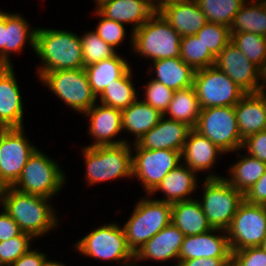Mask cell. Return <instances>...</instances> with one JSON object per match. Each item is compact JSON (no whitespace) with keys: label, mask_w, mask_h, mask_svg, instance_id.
<instances>
[{"label":"cell","mask_w":266,"mask_h":266,"mask_svg":"<svg viewBox=\"0 0 266 266\" xmlns=\"http://www.w3.org/2000/svg\"><path fill=\"white\" fill-rule=\"evenodd\" d=\"M35 52L43 61L40 78L56 70L84 68L81 40L72 32L38 28Z\"/></svg>","instance_id":"1"},{"label":"cell","mask_w":266,"mask_h":266,"mask_svg":"<svg viewBox=\"0 0 266 266\" xmlns=\"http://www.w3.org/2000/svg\"><path fill=\"white\" fill-rule=\"evenodd\" d=\"M48 199L8 187L3 210L10 215L23 232L38 237L58 225V218L55 217L52 206L47 203Z\"/></svg>","instance_id":"2"},{"label":"cell","mask_w":266,"mask_h":266,"mask_svg":"<svg viewBox=\"0 0 266 266\" xmlns=\"http://www.w3.org/2000/svg\"><path fill=\"white\" fill-rule=\"evenodd\" d=\"M133 50L152 61L180 57L181 35L155 12L141 27L132 31Z\"/></svg>","instance_id":"3"},{"label":"cell","mask_w":266,"mask_h":266,"mask_svg":"<svg viewBox=\"0 0 266 266\" xmlns=\"http://www.w3.org/2000/svg\"><path fill=\"white\" fill-rule=\"evenodd\" d=\"M172 204L158 200L138 201L123 226L126 243L135 254L148 240L171 223Z\"/></svg>","instance_id":"4"},{"label":"cell","mask_w":266,"mask_h":266,"mask_svg":"<svg viewBox=\"0 0 266 266\" xmlns=\"http://www.w3.org/2000/svg\"><path fill=\"white\" fill-rule=\"evenodd\" d=\"M128 142L85 147L86 178L89 184L132 176V154Z\"/></svg>","instance_id":"5"},{"label":"cell","mask_w":266,"mask_h":266,"mask_svg":"<svg viewBox=\"0 0 266 266\" xmlns=\"http://www.w3.org/2000/svg\"><path fill=\"white\" fill-rule=\"evenodd\" d=\"M204 183L202 210L212 228L226 230L244 201V194L218 175H208Z\"/></svg>","instance_id":"6"},{"label":"cell","mask_w":266,"mask_h":266,"mask_svg":"<svg viewBox=\"0 0 266 266\" xmlns=\"http://www.w3.org/2000/svg\"><path fill=\"white\" fill-rule=\"evenodd\" d=\"M58 164L36 149L12 186L22 193L51 198L62 188L65 175Z\"/></svg>","instance_id":"7"},{"label":"cell","mask_w":266,"mask_h":266,"mask_svg":"<svg viewBox=\"0 0 266 266\" xmlns=\"http://www.w3.org/2000/svg\"><path fill=\"white\" fill-rule=\"evenodd\" d=\"M194 130L207 137L225 153L242 148L244 140L239 133L235 106L201 109Z\"/></svg>","instance_id":"8"},{"label":"cell","mask_w":266,"mask_h":266,"mask_svg":"<svg viewBox=\"0 0 266 266\" xmlns=\"http://www.w3.org/2000/svg\"><path fill=\"white\" fill-rule=\"evenodd\" d=\"M193 86L201 109L235 106L246 94L227 74L215 65L196 70Z\"/></svg>","instance_id":"9"},{"label":"cell","mask_w":266,"mask_h":266,"mask_svg":"<svg viewBox=\"0 0 266 266\" xmlns=\"http://www.w3.org/2000/svg\"><path fill=\"white\" fill-rule=\"evenodd\" d=\"M40 79L66 105L80 113L88 111L97 101L85 68L56 70L45 73Z\"/></svg>","instance_id":"10"},{"label":"cell","mask_w":266,"mask_h":266,"mask_svg":"<svg viewBox=\"0 0 266 266\" xmlns=\"http://www.w3.org/2000/svg\"><path fill=\"white\" fill-rule=\"evenodd\" d=\"M223 233H228L231 251L261 246L266 237V205L251 204L244 200Z\"/></svg>","instance_id":"11"},{"label":"cell","mask_w":266,"mask_h":266,"mask_svg":"<svg viewBox=\"0 0 266 266\" xmlns=\"http://www.w3.org/2000/svg\"><path fill=\"white\" fill-rule=\"evenodd\" d=\"M76 249L85 256L102 260H123L132 266L128 260L134 261V254L126 243L125 232L116 224H108L96 228L80 239Z\"/></svg>","instance_id":"12"},{"label":"cell","mask_w":266,"mask_h":266,"mask_svg":"<svg viewBox=\"0 0 266 266\" xmlns=\"http://www.w3.org/2000/svg\"><path fill=\"white\" fill-rule=\"evenodd\" d=\"M134 147L136 155L132 156V176L142 182L146 194L150 195L163 178L180 165L182 152L167 149H144L137 143H134Z\"/></svg>","instance_id":"13"},{"label":"cell","mask_w":266,"mask_h":266,"mask_svg":"<svg viewBox=\"0 0 266 266\" xmlns=\"http://www.w3.org/2000/svg\"><path fill=\"white\" fill-rule=\"evenodd\" d=\"M24 128H0V178L12 187L19 179L29 157L37 149L31 145Z\"/></svg>","instance_id":"14"},{"label":"cell","mask_w":266,"mask_h":266,"mask_svg":"<svg viewBox=\"0 0 266 266\" xmlns=\"http://www.w3.org/2000/svg\"><path fill=\"white\" fill-rule=\"evenodd\" d=\"M246 93H255L264 80V73L230 41L216 56L215 64Z\"/></svg>","instance_id":"15"},{"label":"cell","mask_w":266,"mask_h":266,"mask_svg":"<svg viewBox=\"0 0 266 266\" xmlns=\"http://www.w3.org/2000/svg\"><path fill=\"white\" fill-rule=\"evenodd\" d=\"M219 230L220 232L226 231L213 228L203 234L185 236L178 255V261L196 258H231L232 252L227 233L220 236L211 234Z\"/></svg>","instance_id":"16"},{"label":"cell","mask_w":266,"mask_h":266,"mask_svg":"<svg viewBox=\"0 0 266 266\" xmlns=\"http://www.w3.org/2000/svg\"><path fill=\"white\" fill-rule=\"evenodd\" d=\"M23 104L13 65L0 66V128L23 127Z\"/></svg>","instance_id":"17"},{"label":"cell","mask_w":266,"mask_h":266,"mask_svg":"<svg viewBox=\"0 0 266 266\" xmlns=\"http://www.w3.org/2000/svg\"><path fill=\"white\" fill-rule=\"evenodd\" d=\"M191 130L192 128L187 124L165 119L163 116L158 124L140 138L137 144L144 149L182 152Z\"/></svg>","instance_id":"18"},{"label":"cell","mask_w":266,"mask_h":266,"mask_svg":"<svg viewBox=\"0 0 266 266\" xmlns=\"http://www.w3.org/2000/svg\"><path fill=\"white\" fill-rule=\"evenodd\" d=\"M85 114L89 117V134L96 140L88 147L102 145H116L126 142V140H113L122 130V110L96 103Z\"/></svg>","instance_id":"19"},{"label":"cell","mask_w":266,"mask_h":266,"mask_svg":"<svg viewBox=\"0 0 266 266\" xmlns=\"http://www.w3.org/2000/svg\"><path fill=\"white\" fill-rule=\"evenodd\" d=\"M182 36L195 35L208 22L195 0H181L158 11Z\"/></svg>","instance_id":"20"},{"label":"cell","mask_w":266,"mask_h":266,"mask_svg":"<svg viewBox=\"0 0 266 266\" xmlns=\"http://www.w3.org/2000/svg\"><path fill=\"white\" fill-rule=\"evenodd\" d=\"M185 235L171 222L148 240L135 254V260H178Z\"/></svg>","instance_id":"21"},{"label":"cell","mask_w":266,"mask_h":266,"mask_svg":"<svg viewBox=\"0 0 266 266\" xmlns=\"http://www.w3.org/2000/svg\"><path fill=\"white\" fill-rule=\"evenodd\" d=\"M97 11L110 20L134 23L133 31L141 27L156 11L150 0H109L97 7Z\"/></svg>","instance_id":"22"},{"label":"cell","mask_w":266,"mask_h":266,"mask_svg":"<svg viewBox=\"0 0 266 266\" xmlns=\"http://www.w3.org/2000/svg\"><path fill=\"white\" fill-rule=\"evenodd\" d=\"M223 152L207 137L192 129L187 137L181 157L185 164L195 172L204 171L212 167L217 159V154Z\"/></svg>","instance_id":"23"},{"label":"cell","mask_w":266,"mask_h":266,"mask_svg":"<svg viewBox=\"0 0 266 266\" xmlns=\"http://www.w3.org/2000/svg\"><path fill=\"white\" fill-rule=\"evenodd\" d=\"M171 222L185 235H199L212 230L200 201L184 200L172 204Z\"/></svg>","instance_id":"24"},{"label":"cell","mask_w":266,"mask_h":266,"mask_svg":"<svg viewBox=\"0 0 266 266\" xmlns=\"http://www.w3.org/2000/svg\"><path fill=\"white\" fill-rule=\"evenodd\" d=\"M239 133L244 140L248 136L266 130V110L256 93H246L235 105Z\"/></svg>","instance_id":"25"},{"label":"cell","mask_w":266,"mask_h":266,"mask_svg":"<svg viewBox=\"0 0 266 266\" xmlns=\"http://www.w3.org/2000/svg\"><path fill=\"white\" fill-rule=\"evenodd\" d=\"M195 174V171L190 169L187 165L184 167L182 163L171 170L152 193L157 190L162 191L165 193L166 197L160 201L171 204L190 200L191 197L187 195H190L192 191L194 192L197 187Z\"/></svg>","instance_id":"26"},{"label":"cell","mask_w":266,"mask_h":266,"mask_svg":"<svg viewBox=\"0 0 266 266\" xmlns=\"http://www.w3.org/2000/svg\"><path fill=\"white\" fill-rule=\"evenodd\" d=\"M153 64L157 75L153 79L164 86L174 91L193 86L195 70L180 57L159 59Z\"/></svg>","instance_id":"27"},{"label":"cell","mask_w":266,"mask_h":266,"mask_svg":"<svg viewBox=\"0 0 266 266\" xmlns=\"http://www.w3.org/2000/svg\"><path fill=\"white\" fill-rule=\"evenodd\" d=\"M163 117V114L144 101L136 99L122 110V130L135 134L137 143Z\"/></svg>","instance_id":"28"},{"label":"cell","mask_w":266,"mask_h":266,"mask_svg":"<svg viewBox=\"0 0 266 266\" xmlns=\"http://www.w3.org/2000/svg\"><path fill=\"white\" fill-rule=\"evenodd\" d=\"M84 68L92 91L98 97L108 85L120 79L130 69V65L116 54Z\"/></svg>","instance_id":"29"},{"label":"cell","mask_w":266,"mask_h":266,"mask_svg":"<svg viewBox=\"0 0 266 266\" xmlns=\"http://www.w3.org/2000/svg\"><path fill=\"white\" fill-rule=\"evenodd\" d=\"M36 31L37 29H29L27 20L20 15L5 13L4 66H12L9 53L20 52L26 40L35 51Z\"/></svg>","instance_id":"30"},{"label":"cell","mask_w":266,"mask_h":266,"mask_svg":"<svg viewBox=\"0 0 266 266\" xmlns=\"http://www.w3.org/2000/svg\"><path fill=\"white\" fill-rule=\"evenodd\" d=\"M200 112L201 107L195 88L194 86H191L174 91L172 100L163 116L165 117L166 114H168L171 116L168 119L185 123L194 129Z\"/></svg>","instance_id":"31"},{"label":"cell","mask_w":266,"mask_h":266,"mask_svg":"<svg viewBox=\"0 0 266 266\" xmlns=\"http://www.w3.org/2000/svg\"><path fill=\"white\" fill-rule=\"evenodd\" d=\"M250 1L247 5L244 2L235 15L230 26V34L250 32L266 37V11L263 3L259 0Z\"/></svg>","instance_id":"32"},{"label":"cell","mask_w":266,"mask_h":266,"mask_svg":"<svg viewBox=\"0 0 266 266\" xmlns=\"http://www.w3.org/2000/svg\"><path fill=\"white\" fill-rule=\"evenodd\" d=\"M230 170L231 177L225 180L245 194L265 173L266 162L248 155L233 164Z\"/></svg>","instance_id":"33"},{"label":"cell","mask_w":266,"mask_h":266,"mask_svg":"<svg viewBox=\"0 0 266 266\" xmlns=\"http://www.w3.org/2000/svg\"><path fill=\"white\" fill-rule=\"evenodd\" d=\"M131 73L129 69L120 79L105 88L99 96L101 104L123 110L136 100L137 94L131 81Z\"/></svg>","instance_id":"34"},{"label":"cell","mask_w":266,"mask_h":266,"mask_svg":"<svg viewBox=\"0 0 266 266\" xmlns=\"http://www.w3.org/2000/svg\"><path fill=\"white\" fill-rule=\"evenodd\" d=\"M180 58L195 71L213 66L216 60L196 34L181 37Z\"/></svg>","instance_id":"35"},{"label":"cell","mask_w":266,"mask_h":266,"mask_svg":"<svg viewBox=\"0 0 266 266\" xmlns=\"http://www.w3.org/2000/svg\"><path fill=\"white\" fill-rule=\"evenodd\" d=\"M231 41L263 73L266 71V37L250 32L233 33Z\"/></svg>","instance_id":"36"},{"label":"cell","mask_w":266,"mask_h":266,"mask_svg":"<svg viewBox=\"0 0 266 266\" xmlns=\"http://www.w3.org/2000/svg\"><path fill=\"white\" fill-rule=\"evenodd\" d=\"M210 23H219L230 28L235 15L246 0H195Z\"/></svg>","instance_id":"37"},{"label":"cell","mask_w":266,"mask_h":266,"mask_svg":"<svg viewBox=\"0 0 266 266\" xmlns=\"http://www.w3.org/2000/svg\"><path fill=\"white\" fill-rule=\"evenodd\" d=\"M80 40L84 67L112 58L117 54L115 48L104 42L95 31L85 33Z\"/></svg>","instance_id":"38"},{"label":"cell","mask_w":266,"mask_h":266,"mask_svg":"<svg viewBox=\"0 0 266 266\" xmlns=\"http://www.w3.org/2000/svg\"><path fill=\"white\" fill-rule=\"evenodd\" d=\"M208 50L216 57L231 41L230 28L219 23L207 22L204 27L196 33Z\"/></svg>","instance_id":"39"},{"label":"cell","mask_w":266,"mask_h":266,"mask_svg":"<svg viewBox=\"0 0 266 266\" xmlns=\"http://www.w3.org/2000/svg\"><path fill=\"white\" fill-rule=\"evenodd\" d=\"M32 238L34 237L31 234L22 232L20 235L0 242V266H9L27 253L31 249L29 246Z\"/></svg>","instance_id":"40"},{"label":"cell","mask_w":266,"mask_h":266,"mask_svg":"<svg viewBox=\"0 0 266 266\" xmlns=\"http://www.w3.org/2000/svg\"><path fill=\"white\" fill-rule=\"evenodd\" d=\"M145 88L146 99L143 101L164 114L172 100L174 90L154 79H151Z\"/></svg>","instance_id":"41"},{"label":"cell","mask_w":266,"mask_h":266,"mask_svg":"<svg viewBox=\"0 0 266 266\" xmlns=\"http://www.w3.org/2000/svg\"><path fill=\"white\" fill-rule=\"evenodd\" d=\"M96 14L102 17V19L98 23L95 32L104 42L111 45L113 48H116V46H118L125 37L126 32L123 23L107 19L97 10Z\"/></svg>","instance_id":"42"},{"label":"cell","mask_w":266,"mask_h":266,"mask_svg":"<svg viewBox=\"0 0 266 266\" xmlns=\"http://www.w3.org/2000/svg\"><path fill=\"white\" fill-rule=\"evenodd\" d=\"M231 252V266H266V250L261 246Z\"/></svg>","instance_id":"43"},{"label":"cell","mask_w":266,"mask_h":266,"mask_svg":"<svg viewBox=\"0 0 266 266\" xmlns=\"http://www.w3.org/2000/svg\"><path fill=\"white\" fill-rule=\"evenodd\" d=\"M246 147L248 155L266 162V130L257 132L244 139L242 149Z\"/></svg>","instance_id":"44"},{"label":"cell","mask_w":266,"mask_h":266,"mask_svg":"<svg viewBox=\"0 0 266 266\" xmlns=\"http://www.w3.org/2000/svg\"><path fill=\"white\" fill-rule=\"evenodd\" d=\"M244 200L251 204L266 205V170L263 176L244 194Z\"/></svg>","instance_id":"45"},{"label":"cell","mask_w":266,"mask_h":266,"mask_svg":"<svg viewBox=\"0 0 266 266\" xmlns=\"http://www.w3.org/2000/svg\"><path fill=\"white\" fill-rule=\"evenodd\" d=\"M22 232L18 224L4 210L0 214V242L20 235Z\"/></svg>","instance_id":"46"},{"label":"cell","mask_w":266,"mask_h":266,"mask_svg":"<svg viewBox=\"0 0 266 266\" xmlns=\"http://www.w3.org/2000/svg\"><path fill=\"white\" fill-rule=\"evenodd\" d=\"M45 261V254L36 250H29L9 266H43Z\"/></svg>","instance_id":"47"},{"label":"cell","mask_w":266,"mask_h":266,"mask_svg":"<svg viewBox=\"0 0 266 266\" xmlns=\"http://www.w3.org/2000/svg\"><path fill=\"white\" fill-rule=\"evenodd\" d=\"M176 266H231V258H196L179 261Z\"/></svg>","instance_id":"48"},{"label":"cell","mask_w":266,"mask_h":266,"mask_svg":"<svg viewBox=\"0 0 266 266\" xmlns=\"http://www.w3.org/2000/svg\"><path fill=\"white\" fill-rule=\"evenodd\" d=\"M5 12H0V66H4Z\"/></svg>","instance_id":"49"},{"label":"cell","mask_w":266,"mask_h":266,"mask_svg":"<svg viewBox=\"0 0 266 266\" xmlns=\"http://www.w3.org/2000/svg\"><path fill=\"white\" fill-rule=\"evenodd\" d=\"M156 1H157V3H155ZM178 1H181V0H150L152 8L156 12L160 11L164 6H166L168 4L176 3Z\"/></svg>","instance_id":"50"},{"label":"cell","mask_w":266,"mask_h":266,"mask_svg":"<svg viewBox=\"0 0 266 266\" xmlns=\"http://www.w3.org/2000/svg\"><path fill=\"white\" fill-rule=\"evenodd\" d=\"M264 87L266 88V83L265 82L263 84H261V86L256 90L255 93L259 96V98L263 102L265 110H266V94H265V91H264Z\"/></svg>","instance_id":"51"},{"label":"cell","mask_w":266,"mask_h":266,"mask_svg":"<svg viewBox=\"0 0 266 266\" xmlns=\"http://www.w3.org/2000/svg\"><path fill=\"white\" fill-rule=\"evenodd\" d=\"M7 189H8V185L0 178V202L2 206L4 203V198H5Z\"/></svg>","instance_id":"52"},{"label":"cell","mask_w":266,"mask_h":266,"mask_svg":"<svg viewBox=\"0 0 266 266\" xmlns=\"http://www.w3.org/2000/svg\"><path fill=\"white\" fill-rule=\"evenodd\" d=\"M43 266H65L62 263H58V262H54V261H49L46 259V261L44 262Z\"/></svg>","instance_id":"53"},{"label":"cell","mask_w":266,"mask_h":266,"mask_svg":"<svg viewBox=\"0 0 266 266\" xmlns=\"http://www.w3.org/2000/svg\"><path fill=\"white\" fill-rule=\"evenodd\" d=\"M107 1L109 0H95V3L97 4L98 7H100L102 4H104Z\"/></svg>","instance_id":"54"},{"label":"cell","mask_w":266,"mask_h":266,"mask_svg":"<svg viewBox=\"0 0 266 266\" xmlns=\"http://www.w3.org/2000/svg\"><path fill=\"white\" fill-rule=\"evenodd\" d=\"M261 247H262L264 250H266V237H265V239H264L263 244L261 245Z\"/></svg>","instance_id":"55"},{"label":"cell","mask_w":266,"mask_h":266,"mask_svg":"<svg viewBox=\"0 0 266 266\" xmlns=\"http://www.w3.org/2000/svg\"><path fill=\"white\" fill-rule=\"evenodd\" d=\"M259 1H261L263 3V6H264L265 11H266V0H259Z\"/></svg>","instance_id":"56"},{"label":"cell","mask_w":266,"mask_h":266,"mask_svg":"<svg viewBox=\"0 0 266 266\" xmlns=\"http://www.w3.org/2000/svg\"><path fill=\"white\" fill-rule=\"evenodd\" d=\"M263 82L266 83V71L264 72V80H263Z\"/></svg>","instance_id":"57"}]
</instances>
